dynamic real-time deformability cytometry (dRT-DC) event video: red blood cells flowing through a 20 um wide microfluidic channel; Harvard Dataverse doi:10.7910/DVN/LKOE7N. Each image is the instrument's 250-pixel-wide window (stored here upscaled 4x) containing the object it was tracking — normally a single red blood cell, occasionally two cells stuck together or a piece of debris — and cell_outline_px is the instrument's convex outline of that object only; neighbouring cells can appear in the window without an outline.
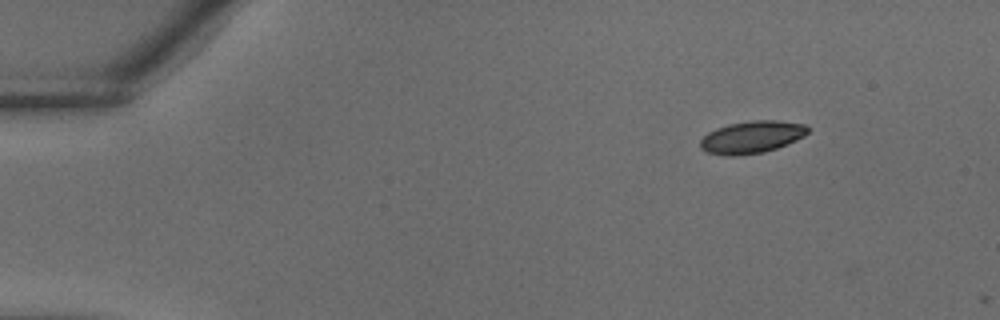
{"species": "common noctule bat (a hibernating species)", "species_latin": "Nyctalus noctula", "temperature_condition": "warm", "stored_images_in_passage": 3, "camera_frame_rate_fps": 3000, "um_per_image_px": 0.085, "animal": {"sex": "male", "body_mass_g": 18.8}, "frame": {"image": 1, "passage_image": 2, "time_ms": 0.333, "image_size_px": [1000, 320], "cell_outline_px": [[808, 132], [804, 136], [788, 144], [764, 152], [736, 156], [728, 156], [708, 152], [700, 148], [700, 140], [708, 132], [716, 128], [728, 124], [752, 120], [776, 120], [804, 124], [808, 128]], "centroid_in_image_um": [63.89, 11.65], "position_along_channel_um": 21.1, "area_um2": 20.23}}